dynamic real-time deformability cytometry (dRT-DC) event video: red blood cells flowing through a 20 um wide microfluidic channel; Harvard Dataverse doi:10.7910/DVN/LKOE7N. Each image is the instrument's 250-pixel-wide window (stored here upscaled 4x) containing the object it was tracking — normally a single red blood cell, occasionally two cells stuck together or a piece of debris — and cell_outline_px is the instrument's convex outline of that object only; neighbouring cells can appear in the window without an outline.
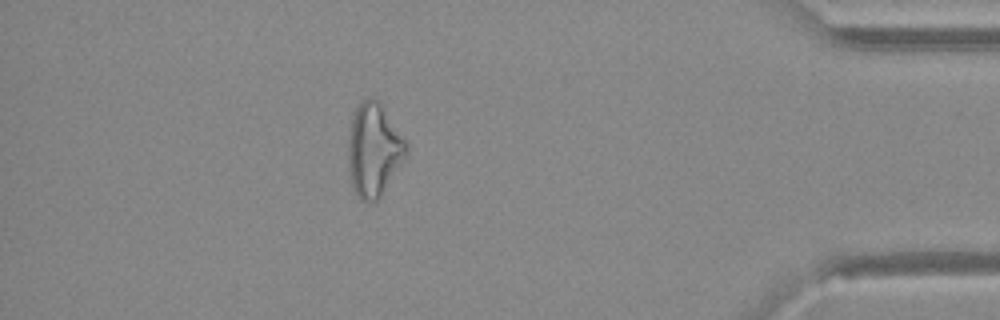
{"species": "Egyptian fruit bat (a non-hibernating species)", "species_latin": "Rousettus aegyptiacus", "temperature_condition": "warm", "stored_images_in_passage": 34, "camera_frame_rate_fps": 3000, "um_per_image_px": 0.085, "animal": {"sex": "female"}, "frame": {"image": 1, "passage_image": 29, "time_ms": 9.333, "image_size_px": [1000, 320], "cell_outline_px": [[408, 152], [404, 160], [380, 196], [372, 204], [360, 200], [356, 196], [352, 184], [348, 164], [348, 140], [352, 116], [356, 108], [368, 96], [372, 96], [380, 100], [404, 140], [408, 148]], "centroid_in_image_um": [31.76, 12.73], "position_along_channel_um": 403.4, "area_um2": 31.5}}